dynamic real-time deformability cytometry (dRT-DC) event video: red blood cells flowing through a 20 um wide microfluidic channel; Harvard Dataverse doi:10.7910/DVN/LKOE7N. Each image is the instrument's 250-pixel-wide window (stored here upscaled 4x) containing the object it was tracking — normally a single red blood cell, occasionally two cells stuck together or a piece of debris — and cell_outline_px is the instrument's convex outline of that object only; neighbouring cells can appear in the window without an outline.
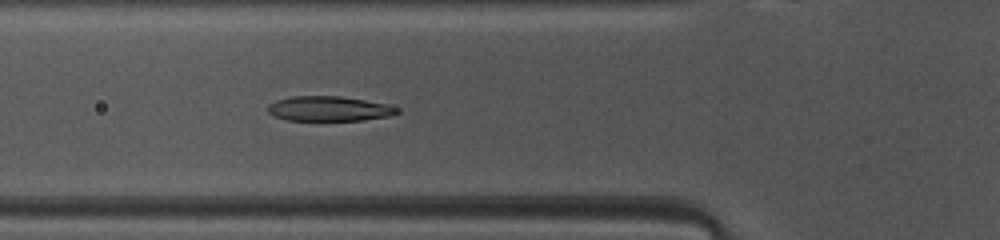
{"species": "common noctule bat (a hibernating species)", "species_latin": "Nyctalus noctula", "temperature_condition": "warm", "stored_images_in_passage": 36, "camera_frame_rate_fps": 3000, "um_per_image_px": 0.085, "animal": {"sex": "female", "body_mass_g": 10.0, "forearm_length_mm": 53.1}, "frame": {"image": 1, "passage_image": 10, "time_ms": 3.0, "image_size_px": [1000, 240], "cell_outline_px": [[400, 112], [392, 116], [364, 120], [288, 120], [272, 116], [268, 112], [268, 104], [276, 100], [292, 96], [340, 96], [388, 104], [400, 108]], "centroid_in_image_um": [27.99, 9.24], "position_along_channel_um": 97.8, "area_um2": 18.9}}
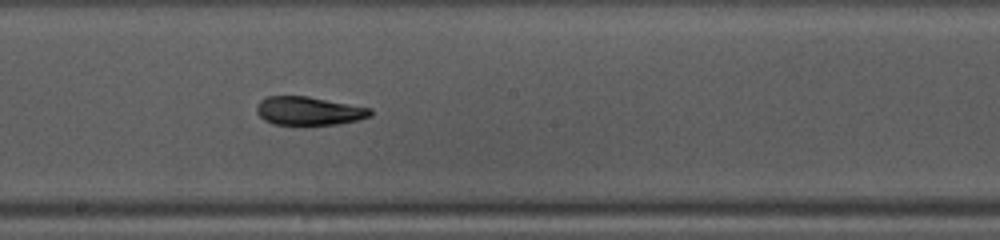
{"frame": {"image": 2, "passage_image": 19, "time_ms": 6.0, "image_size_px": [1000, 240], "cell_outline_px": [[372, 116], [356, 120], [336, 124], [272, 124], [264, 120], [256, 112], [256, 104], [260, 100], [268, 96], [308, 96], [372, 108]], "centroid_in_image_um": [26.24, 9.41], "position_along_channel_um": 222.0, "area_um2": 18.84}}
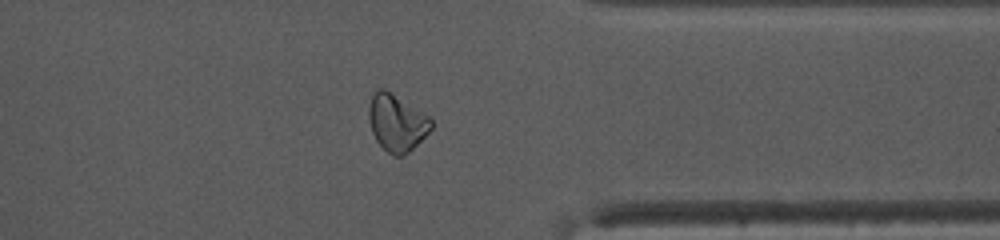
{"frame": {"image": 3, "passage_image": 31, "time_ms": 10.0, "image_size_px": [1000, 240], "cell_outline_px": [[432, 128], [404, 156], [392, 156], [376, 140], [372, 132], [368, 116], [368, 108], [372, 96], [376, 88], [384, 88], [428, 116], [432, 120]], "centroid_in_image_um": [33.69, 10.43], "position_along_channel_um": 377.7, "area_um2": 20.35}, "authors_computed_cell_mechanics": {"area_um2": 19.3919, "velocity_mm_per_s": 4.119, "shape_relaxation_time_tau1_ms": 9.6029, "shape_relaxation_time_tau2_ms": 1.1279, "deformation_change_tau1": 0.2594, "deformation_change_tau2": 0.05}}